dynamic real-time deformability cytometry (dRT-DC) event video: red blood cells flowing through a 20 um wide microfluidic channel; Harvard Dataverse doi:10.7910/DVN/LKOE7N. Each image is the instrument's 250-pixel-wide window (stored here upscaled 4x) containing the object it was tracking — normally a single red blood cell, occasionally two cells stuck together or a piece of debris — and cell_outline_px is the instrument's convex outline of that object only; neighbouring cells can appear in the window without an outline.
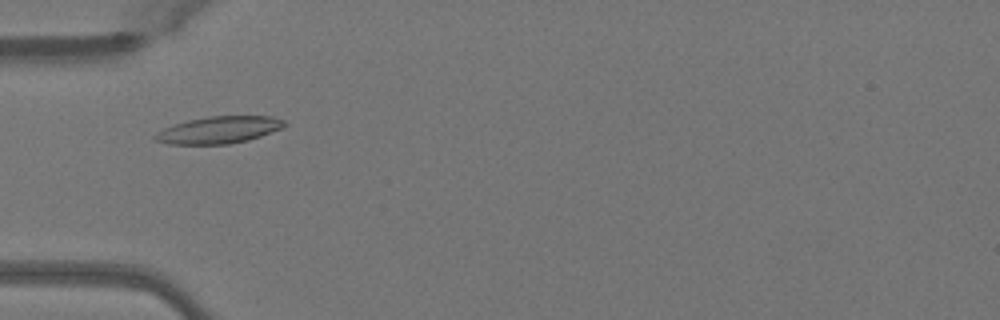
{"species": "Egyptian fruit bat (a non-hibernating species)", "species_latin": "Rousettus aegyptiacus", "temperature_condition": "warm", "stored_images_in_passage": 37, "camera_frame_rate_fps": 3000, "um_per_image_px": 0.085, "animal": {"sex": "female"}, "frame": {"image": 1, "passage_image": 3, "time_ms": 0.667, "image_size_px": [1000, 320], "cell_outline_px": [[288, 124], [280, 128], [260, 136], [248, 140], [228, 144], [168, 144], [156, 140], [152, 136], [156, 132], [164, 128], [188, 120], [212, 116], [272, 116], [284, 120]], "centroid_in_image_um": [18.6, 11.04], "position_along_channel_um": 66.4, "area_um2": 20.17}}
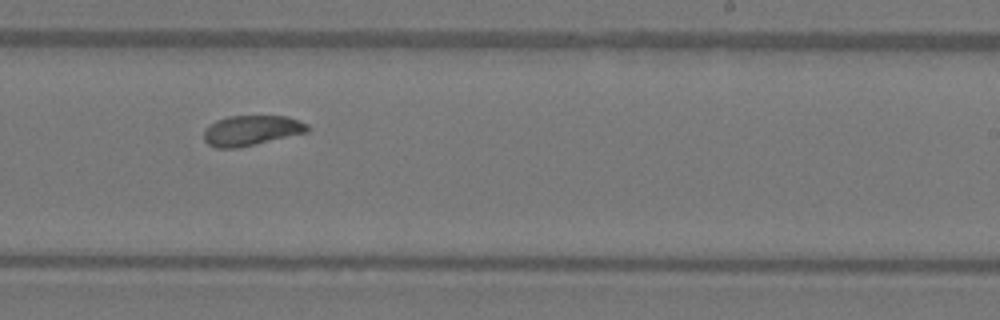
{"frame": {"image": 2, "passage_image": 18, "time_ms": 5.667, "image_size_px": [1000, 320], "cell_outline_px": [[308, 132], [256, 144], [236, 148], [216, 148], [208, 144], [204, 140], [204, 132], [216, 120], [228, 116], [288, 116], [308, 124]], "centroid_in_image_um": [21.38, 11.09], "position_along_channel_um": 267.6, "area_um2": 18.09}}
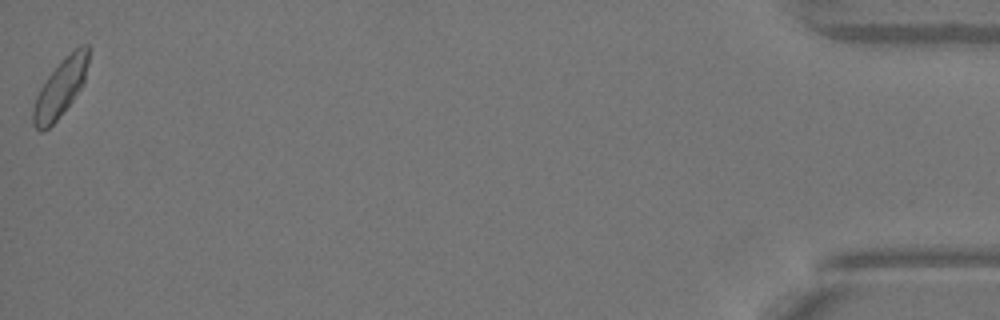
{"frame": {"image": 3, "passage_image": 37, "time_ms": 12.0, "image_size_px": [1000, 320], "cell_outline_px": [[88, 64], [84, 84], [60, 116], [44, 132], [40, 132], [32, 124], [32, 108], [36, 96], [40, 88], [48, 76], [80, 44], [88, 44]], "centroid_in_image_um": [5.12, 7.54], "position_along_channel_um": 430.1, "area_um2": 18.26}, "authors_computed_cell_mechanics": {"area_um2": 18.3226, "velocity_mm_per_s": 4.0324, "shape_relaxation_time_tau1_ms": 4.1366, "shape_relaxation_time_tau2_ms": null, "deformation_change_tau1": 0.1398, "deformation_change_tau2": null}}